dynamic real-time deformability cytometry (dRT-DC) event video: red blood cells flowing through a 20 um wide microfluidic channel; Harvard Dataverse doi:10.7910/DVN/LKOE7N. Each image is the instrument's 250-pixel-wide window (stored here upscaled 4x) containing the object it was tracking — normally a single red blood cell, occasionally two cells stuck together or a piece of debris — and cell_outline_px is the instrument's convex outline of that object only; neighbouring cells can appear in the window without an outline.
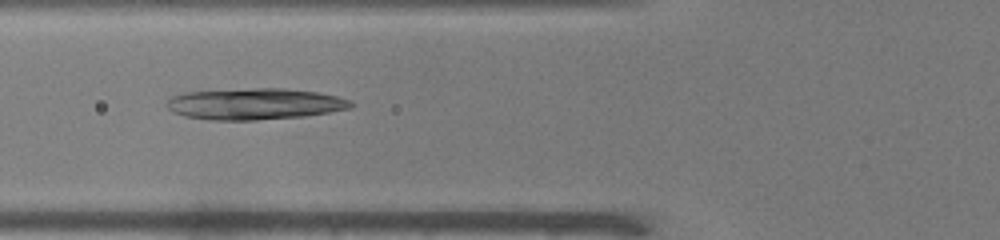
{"species": "common noctule bat (a hibernating species)", "species_latin": "Nyctalus noctula", "temperature_condition": "warm", "stored_images_in_passage": 50, "camera_frame_rate_fps": 3000, "um_per_image_px": 0.085, "animal": {"sex": "male", "body_mass_g": 19.0, "forearm_length_mm": 50.8}, "frame": {"image": 1, "passage_image": 19, "time_ms": 6.0, "image_size_px": [1000, 240], "cell_outline_px": [[356, 104], [352, 108], [304, 116], [256, 120], [208, 120], [184, 116], [172, 112], [164, 104], [172, 96], [180, 92], [252, 88], [284, 88], [316, 92], [336, 96], [352, 100]], "centroid_in_image_um": [21.63, 8.83], "position_along_channel_um": 104.2, "area_um2": 33.99}}
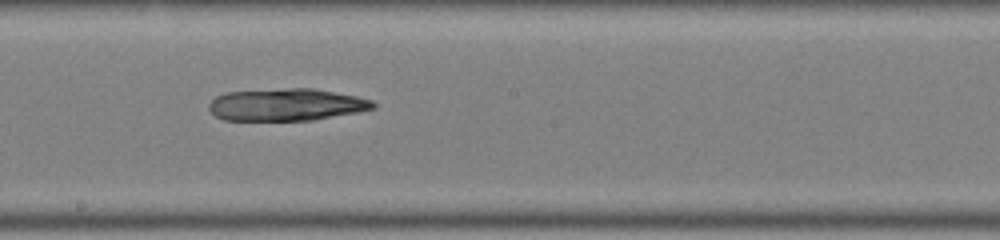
{"frame": {"image": 2, "passage_image": 28, "time_ms": 9.0, "image_size_px": [1000, 240], "cell_outline_px": [[376, 108], [356, 112], [312, 120], [224, 120], [216, 116], [208, 108], [208, 104], [216, 96], [228, 92], [288, 88], [312, 88], [356, 96], [372, 100], [376, 104]], "centroid_in_image_um": [24.34, 8.89], "position_along_channel_um": 223.9, "area_um2": 30.63}}
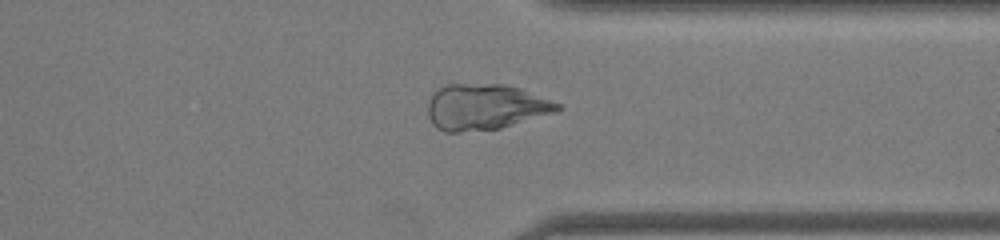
{"frame": {"image": 3, "passage_image": 39, "time_ms": 12.667, "image_size_px": [1000, 240], "cell_outline_px": [[564, 108], [556, 112], [500, 128], [460, 132], [444, 132], [436, 128], [432, 124], [428, 116], [428, 100], [444, 84], [504, 84], [520, 88], [560, 104]], "centroid_in_image_um": [41.23, 9.09], "position_along_channel_um": 370.2, "area_um2": 34.56}}